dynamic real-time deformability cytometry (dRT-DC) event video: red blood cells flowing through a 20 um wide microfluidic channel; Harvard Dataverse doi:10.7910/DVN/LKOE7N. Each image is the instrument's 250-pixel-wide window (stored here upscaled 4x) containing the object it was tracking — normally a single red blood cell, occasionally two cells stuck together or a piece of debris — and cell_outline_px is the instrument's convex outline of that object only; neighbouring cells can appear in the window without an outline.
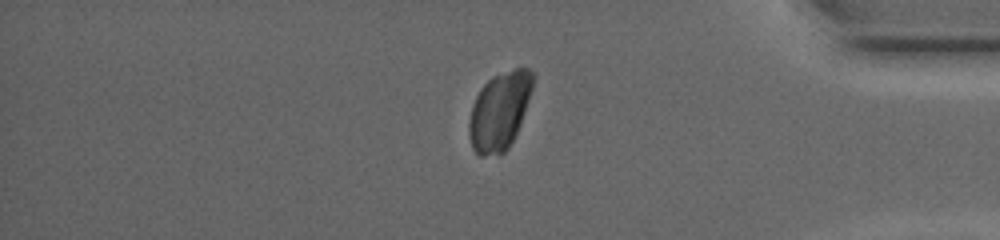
{"species": "common noctule bat (a hibernating species)", "species_latin": "Nyctalus noctula", "temperature_condition": "warm", "stored_images_in_passage": 44, "camera_frame_rate_fps": 4500, "um_per_image_px": 0.085, "animal": {"sex": "female", "body_mass_g": 19.0, "forearm_length_mm": 53.3}, "frame": {"image": 1, "passage_image": 31, "time_ms": 9.778, "image_size_px": [1000, 240], "cell_outline_px": [[536, 72], [532, 88], [520, 124], [508, 148], [500, 156], [480, 156], [472, 148], [468, 132], [468, 120], [472, 104], [480, 88], [492, 76], [516, 68], [528, 68]], "centroid_in_image_um": [42.44, 9.43], "position_along_channel_um": 392.8, "area_um2": 29.13}}
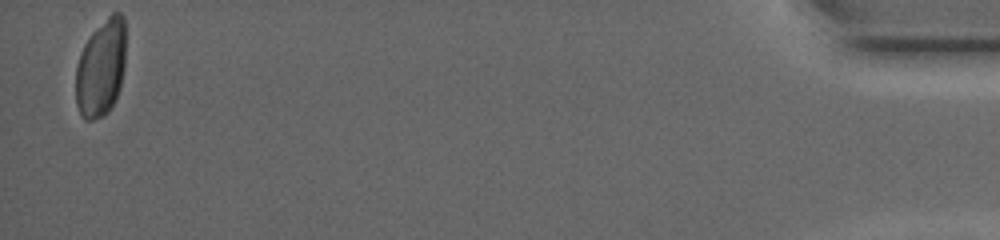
{"frame": {"image": 2, "passage_image": 44, "time_ms": 14.0, "image_size_px": [1000, 240], "cell_outline_px": [[124, 68], [120, 88], [108, 112], [104, 116], [92, 120], [84, 120], [80, 116], [76, 104], [76, 64], [80, 52], [84, 44], [92, 32], [112, 12], [120, 12], [124, 16]], "centroid_in_image_um": [8.56, 5.8], "position_along_channel_um": 426.6, "area_um2": 28.44}}